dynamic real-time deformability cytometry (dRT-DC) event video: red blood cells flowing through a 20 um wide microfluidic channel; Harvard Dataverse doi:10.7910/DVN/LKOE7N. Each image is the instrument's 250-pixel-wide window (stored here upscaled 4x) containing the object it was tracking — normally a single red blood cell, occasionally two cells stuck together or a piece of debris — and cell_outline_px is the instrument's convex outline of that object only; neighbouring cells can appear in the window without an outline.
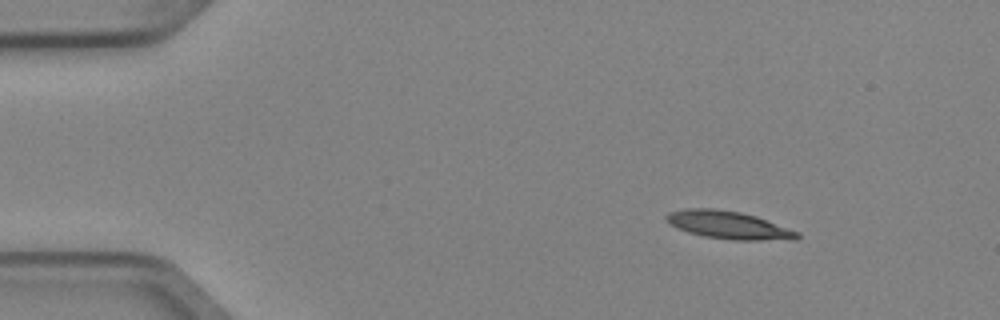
{"species": "Egyptian fruit bat (a non-hibernating species)", "species_latin": "Rousettus aegyptiacus", "temperature_condition": "cold", "stored_images_in_passage": 4, "camera_frame_rate_fps": 3000, "um_per_image_px": 0.085, "animal": {"sex": "female"}, "frame": {"image": 1, "passage_image": 1, "time_ms": 0.0, "image_size_px": [1000, 320], "cell_outline_px": [[800, 236], [796, 240], [732, 240], [704, 236], [688, 232], [676, 228], [668, 224], [664, 220], [664, 216], [668, 212], [684, 208], [712, 208], [740, 212], [756, 216], [800, 232]], "centroid_in_image_um": [61.89, 19.13], "position_along_channel_um": 23.1, "area_um2": 21.5}}